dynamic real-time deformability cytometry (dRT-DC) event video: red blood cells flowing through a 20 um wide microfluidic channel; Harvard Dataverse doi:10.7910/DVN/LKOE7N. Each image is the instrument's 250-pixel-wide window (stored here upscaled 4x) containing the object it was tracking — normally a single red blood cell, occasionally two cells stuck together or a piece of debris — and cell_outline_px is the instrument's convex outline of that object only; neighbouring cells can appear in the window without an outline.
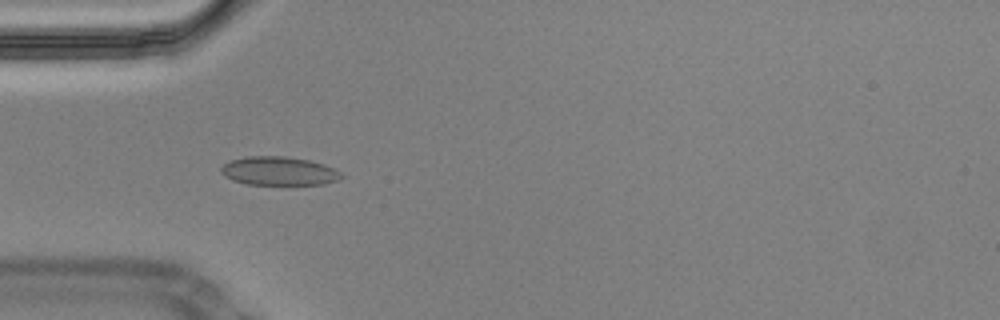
{"species": "Egyptian fruit bat (a non-hibernating species)", "species_latin": "Rousettus aegyptiacus", "temperature_condition": "cold", "stored_images_in_passage": 57, "segment_of_instrument_passage": [1, 2], "camera_frame_rate_fps": 3000, "um_per_image_px": 0.085, "animal": {"sex": "male"}, "frame": {"image": 1, "passage_image": 17, "time_ms": 5.333, "image_size_px": [1000, 320], "cell_outline_px": [[344, 176], [336, 180], [324, 184], [248, 184], [232, 180], [224, 176], [220, 172], [220, 168], [224, 164], [232, 160], [248, 156], [284, 156], [308, 160], [324, 164], [336, 168]], "centroid_in_image_um": [23.71, 14.53], "position_along_channel_um": 61.3, "area_um2": 20.0}}